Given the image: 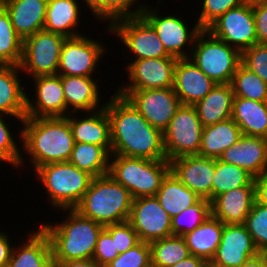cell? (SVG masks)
I'll return each mask as SVG.
<instances>
[{
  "instance_id": "obj_52",
  "label": "cell",
  "mask_w": 267,
  "mask_h": 267,
  "mask_svg": "<svg viewBox=\"0 0 267 267\" xmlns=\"http://www.w3.org/2000/svg\"><path fill=\"white\" fill-rule=\"evenodd\" d=\"M206 264L207 262L203 258L190 255L171 267H206Z\"/></svg>"
},
{
  "instance_id": "obj_11",
  "label": "cell",
  "mask_w": 267,
  "mask_h": 267,
  "mask_svg": "<svg viewBox=\"0 0 267 267\" xmlns=\"http://www.w3.org/2000/svg\"><path fill=\"white\" fill-rule=\"evenodd\" d=\"M65 40L63 35L44 29L24 39L20 72L29 78L57 74Z\"/></svg>"
},
{
  "instance_id": "obj_38",
  "label": "cell",
  "mask_w": 267,
  "mask_h": 267,
  "mask_svg": "<svg viewBox=\"0 0 267 267\" xmlns=\"http://www.w3.org/2000/svg\"><path fill=\"white\" fill-rule=\"evenodd\" d=\"M23 39L15 32L9 14L0 2V64L19 66Z\"/></svg>"
},
{
  "instance_id": "obj_37",
  "label": "cell",
  "mask_w": 267,
  "mask_h": 267,
  "mask_svg": "<svg viewBox=\"0 0 267 267\" xmlns=\"http://www.w3.org/2000/svg\"><path fill=\"white\" fill-rule=\"evenodd\" d=\"M152 267H171L190 256L183 237L171 235L149 243Z\"/></svg>"
},
{
  "instance_id": "obj_55",
  "label": "cell",
  "mask_w": 267,
  "mask_h": 267,
  "mask_svg": "<svg viewBox=\"0 0 267 267\" xmlns=\"http://www.w3.org/2000/svg\"><path fill=\"white\" fill-rule=\"evenodd\" d=\"M206 267H218V266H216V265H214V264H211V263L207 262Z\"/></svg>"
},
{
  "instance_id": "obj_53",
  "label": "cell",
  "mask_w": 267,
  "mask_h": 267,
  "mask_svg": "<svg viewBox=\"0 0 267 267\" xmlns=\"http://www.w3.org/2000/svg\"><path fill=\"white\" fill-rule=\"evenodd\" d=\"M239 267H262V253H259L257 256L248 259Z\"/></svg>"
},
{
  "instance_id": "obj_50",
  "label": "cell",
  "mask_w": 267,
  "mask_h": 267,
  "mask_svg": "<svg viewBox=\"0 0 267 267\" xmlns=\"http://www.w3.org/2000/svg\"><path fill=\"white\" fill-rule=\"evenodd\" d=\"M13 246L11 244L8 233L0 231V266L9 263L10 256L12 253Z\"/></svg>"
},
{
  "instance_id": "obj_58",
  "label": "cell",
  "mask_w": 267,
  "mask_h": 267,
  "mask_svg": "<svg viewBox=\"0 0 267 267\" xmlns=\"http://www.w3.org/2000/svg\"><path fill=\"white\" fill-rule=\"evenodd\" d=\"M0 267H9V266H8V264H6V265L0 266Z\"/></svg>"
},
{
  "instance_id": "obj_30",
  "label": "cell",
  "mask_w": 267,
  "mask_h": 267,
  "mask_svg": "<svg viewBox=\"0 0 267 267\" xmlns=\"http://www.w3.org/2000/svg\"><path fill=\"white\" fill-rule=\"evenodd\" d=\"M234 93L231 84H216L194 107L203 127L231 118Z\"/></svg>"
},
{
  "instance_id": "obj_49",
  "label": "cell",
  "mask_w": 267,
  "mask_h": 267,
  "mask_svg": "<svg viewBox=\"0 0 267 267\" xmlns=\"http://www.w3.org/2000/svg\"><path fill=\"white\" fill-rule=\"evenodd\" d=\"M253 183L255 202L267 206V171L254 177Z\"/></svg>"
},
{
  "instance_id": "obj_15",
  "label": "cell",
  "mask_w": 267,
  "mask_h": 267,
  "mask_svg": "<svg viewBox=\"0 0 267 267\" xmlns=\"http://www.w3.org/2000/svg\"><path fill=\"white\" fill-rule=\"evenodd\" d=\"M127 221L142 242L150 243L172 235L171 217L156 196L133 199Z\"/></svg>"
},
{
  "instance_id": "obj_41",
  "label": "cell",
  "mask_w": 267,
  "mask_h": 267,
  "mask_svg": "<svg viewBox=\"0 0 267 267\" xmlns=\"http://www.w3.org/2000/svg\"><path fill=\"white\" fill-rule=\"evenodd\" d=\"M244 225L258 251L267 254V206L254 201Z\"/></svg>"
},
{
  "instance_id": "obj_1",
  "label": "cell",
  "mask_w": 267,
  "mask_h": 267,
  "mask_svg": "<svg viewBox=\"0 0 267 267\" xmlns=\"http://www.w3.org/2000/svg\"><path fill=\"white\" fill-rule=\"evenodd\" d=\"M106 101L105 109L110 120L111 155L167 160L163 133L154 128L116 92Z\"/></svg>"
},
{
  "instance_id": "obj_39",
  "label": "cell",
  "mask_w": 267,
  "mask_h": 267,
  "mask_svg": "<svg viewBox=\"0 0 267 267\" xmlns=\"http://www.w3.org/2000/svg\"><path fill=\"white\" fill-rule=\"evenodd\" d=\"M231 86L234 97H242L249 100L267 102V83L250 71L242 63L237 67L233 75Z\"/></svg>"
},
{
  "instance_id": "obj_26",
  "label": "cell",
  "mask_w": 267,
  "mask_h": 267,
  "mask_svg": "<svg viewBox=\"0 0 267 267\" xmlns=\"http://www.w3.org/2000/svg\"><path fill=\"white\" fill-rule=\"evenodd\" d=\"M19 71V66L0 64V114L22 123L26 118L27 92Z\"/></svg>"
},
{
  "instance_id": "obj_33",
  "label": "cell",
  "mask_w": 267,
  "mask_h": 267,
  "mask_svg": "<svg viewBox=\"0 0 267 267\" xmlns=\"http://www.w3.org/2000/svg\"><path fill=\"white\" fill-rule=\"evenodd\" d=\"M155 196L171 218L193 206L201 199L171 171L163 179L161 187Z\"/></svg>"
},
{
  "instance_id": "obj_7",
  "label": "cell",
  "mask_w": 267,
  "mask_h": 267,
  "mask_svg": "<svg viewBox=\"0 0 267 267\" xmlns=\"http://www.w3.org/2000/svg\"><path fill=\"white\" fill-rule=\"evenodd\" d=\"M189 59L216 84H230L241 63V53L203 29Z\"/></svg>"
},
{
  "instance_id": "obj_31",
  "label": "cell",
  "mask_w": 267,
  "mask_h": 267,
  "mask_svg": "<svg viewBox=\"0 0 267 267\" xmlns=\"http://www.w3.org/2000/svg\"><path fill=\"white\" fill-rule=\"evenodd\" d=\"M242 135L241 129L232 118L205 126L198 156L219 159Z\"/></svg>"
},
{
  "instance_id": "obj_40",
  "label": "cell",
  "mask_w": 267,
  "mask_h": 267,
  "mask_svg": "<svg viewBox=\"0 0 267 267\" xmlns=\"http://www.w3.org/2000/svg\"><path fill=\"white\" fill-rule=\"evenodd\" d=\"M211 215V202L200 199L196 204L171 218L172 235L183 237Z\"/></svg>"
},
{
  "instance_id": "obj_3",
  "label": "cell",
  "mask_w": 267,
  "mask_h": 267,
  "mask_svg": "<svg viewBox=\"0 0 267 267\" xmlns=\"http://www.w3.org/2000/svg\"><path fill=\"white\" fill-rule=\"evenodd\" d=\"M60 210L68 215L65 220L39 225L50 240L53 261L92 259L104 226L82 216L75 209Z\"/></svg>"
},
{
  "instance_id": "obj_51",
  "label": "cell",
  "mask_w": 267,
  "mask_h": 267,
  "mask_svg": "<svg viewBox=\"0 0 267 267\" xmlns=\"http://www.w3.org/2000/svg\"><path fill=\"white\" fill-rule=\"evenodd\" d=\"M54 267H100L93 259L54 261Z\"/></svg>"
},
{
  "instance_id": "obj_24",
  "label": "cell",
  "mask_w": 267,
  "mask_h": 267,
  "mask_svg": "<svg viewBox=\"0 0 267 267\" xmlns=\"http://www.w3.org/2000/svg\"><path fill=\"white\" fill-rule=\"evenodd\" d=\"M76 114L68 115L75 142L104 146L111 153L110 120L105 107L97 111L86 112V115L85 113L81 115L82 117Z\"/></svg>"
},
{
  "instance_id": "obj_35",
  "label": "cell",
  "mask_w": 267,
  "mask_h": 267,
  "mask_svg": "<svg viewBox=\"0 0 267 267\" xmlns=\"http://www.w3.org/2000/svg\"><path fill=\"white\" fill-rule=\"evenodd\" d=\"M87 10L91 11L93 18L111 26L116 20L121 18L135 17L141 15L144 3L139 0H83ZM138 4V5H137ZM136 7H133L135 6ZM133 7V9H132Z\"/></svg>"
},
{
  "instance_id": "obj_2",
  "label": "cell",
  "mask_w": 267,
  "mask_h": 267,
  "mask_svg": "<svg viewBox=\"0 0 267 267\" xmlns=\"http://www.w3.org/2000/svg\"><path fill=\"white\" fill-rule=\"evenodd\" d=\"M18 132L22 142L21 149L30 155L25 162L23 155L19 167L31 164L32 171L50 163L68 162L75 140L67 117L33 118L26 117Z\"/></svg>"
},
{
  "instance_id": "obj_6",
  "label": "cell",
  "mask_w": 267,
  "mask_h": 267,
  "mask_svg": "<svg viewBox=\"0 0 267 267\" xmlns=\"http://www.w3.org/2000/svg\"><path fill=\"white\" fill-rule=\"evenodd\" d=\"M34 173L46 190L51 207L58 211L74 209L81 202L93 179L89 173L69 162L42 165Z\"/></svg>"
},
{
  "instance_id": "obj_47",
  "label": "cell",
  "mask_w": 267,
  "mask_h": 267,
  "mask_svg": "<svg viewBox=\"0 0 267 267\" xmlns=\"http://www.w3.org/2000/svg\"><path fill=\"white\" fill-rule=\"evenodd\" d=\"M119 255L115 238L103 229L98 236L92 259L100 266L106 267Z\"/></svg>"
},
{
  "instance_id": "obj_27",
  "label": "cell",
  "mask_w": 267,
  "mask_h": 267,
  "mask_svg": "<svg viewBox=\"0 0 267 267\" xmlns=\"http://www.w3.org/2000/svg\"><path fill=\"white\" fill-rule=\"evenodd\" d=\"M254 201V187L235 188L211 201V215L223 224H244Z\"/></svg>"
},
{
  "instance_id": "obj_54",
  "label": "cell",
  "mask_w": 267,
  "mask_h": 267,
  "mask_svg": "<svg viewBox=\"0 0 267 267\" xmlns=\"http://www.w3.org/2000/svg\"><path fill=\"white\" fill-rule=\"evenodd\" d=\"M262 267H267V254L262 253Z\"/></svg>"
},
{
  "instance_id": "obj_44",
  "label": "cell",
  "mask_w": 267,
  "mask_h": 267,
  "mask_svg": "<svg viewBox=\"0 0 267 267\" xmlns=\"http://www.w3.org/2000/svg\"><path fill=\"white\" fill-rule=\"evenodd\" d=\"M7 116L8 115L0 114V157L5 163H9L17 168L19 167L22 149L21 146L18 147L17 140L14 134L12 135V132L10 131L11 126L6 123H9L10 121H5L8 120Z\"/></svg>"
},
{
  "instance_id": "obj_28",
  "label": "cell",
  "mask_w": 267,
  "mask_h": 267,
  "mask_svg": "<svg viewBox=\"0 0 267 267\" xmlns=\"http://www.w3.org/2000/svg\"><path fill=\"white\" fill-rule=\"evenodd\" d=\"M78 0H48L44 30L66 38L83 35L77 30L81 9Z\"/></svg>"
},
{
  "instance_id": "obj_19",
  "label": "cell",
  "mask_w": 267,
  "mask_h": 267,
  "mask_svg": "<svg viewBox=\"0 0 267 267\" xmlns=\"http://www.w3.org/2000/svg\"><path fill=\"white\" fill-rule=\"evenodd\" d=\"M170 162V171L201 199L211 202L212 179L215 171V159L198 155L174 158Z\"/></svg>"
},
{
  "instance_id": "obj_9",
  "label": "cell",
  "mask_w": 267,
  "mask_h": 267,
  "mask_svg": "<svg viewBox=\"0 0 267 267\" xmlns=\"http://www.w3.org/2000/svg\"><path fill=\"white\" fill-rule=\"evenodd\" d=\"M203 128L195 107L181 105L163 132L167 161L182 156L198 155Z\"/></svg>"
},
{
  "instance_id": "obj_8",
  "label": "cell",
  "mask_w": 267,
  "mask_h": 267,
  "mask_svg": "<svg viewBox=\"0 0 267 267\" xmlns=\"http://www.w3.org/2000/svg\"><path fill=\"white\" fill-rule=\"evenodd\" d=\"M106 28L125 45L133 57L131 60L173 57L166 52L157 32L142 15L121 18Z\"/></svg>"
},
{
  "instance_id": "obj_5",
  "label": "cell",
  "mask_w": 267,
  "mask_h": 267,
  "mask_svg": "<svg viewBox=\"0 0 267 267\" xmlns=\"http://www.w3.org/2000/svg\"><path fill=\"white\" fill-rule=\"evenodd\" d=\"M169 172L167 160L110 155L108 174L123 185L133 199L155 196Z\"/></svg>"
},
{
  "instance_id": "obj_43",
  "label": "cell",
  "mask_w": 267,
  "mask_h": 267,
  "mask_svg": "<svg viewBox=\"0 0 267 267\" xmlns=\"http://www.w3.org/2000/svg\"><path fill=\"white\" fill-rule=\"evenodd\" d=\"M106 267H152L150 244L140 241L134 247L119 254Z\"/></svg>"
},
{
  "instance_id": "obj_17",
  "label": "cell",
  "mask_w": 267,
  "mask_h": 267,
  "mask_svg": "<svg viewBox=\"0 0 267 267\" xmlns=\"http://www.w3.org/2000/svg\"><path fill=\"white\" fill-rule=\"evenodd\" d=\"M32 81H34L35 91L32 99L29 98V94L26 95V117H67L60 75L37 76L33 77Z\"/></svg>"
},
{
  "instance_id": "obj_16",
  "label": "cell",
  "mask_w": 267,
  "mask_h": 267,
  "mask_svg": "<svg viewBox=\"0 0 267 267\" xmlns=\"http://www.w3.org/2000/svg\"><path fill=\"white\" fill-rule=\"evenodd\" d=\"M176 57L148 58L127 63L129 83L116 90H146L173 88Z\"/></svg>"
},
{
  "instance_id": "obj_56",
  "label": "cell",
  "mask_w": 267,
  "mask_h": 267,
  "mask_svg": "<svg viewBox=\"0 0 267 267\" xmlns=\"http://www.w3.org/2000/svg\"><path fill=\"white\" fill-rule=\"evenodd\" d=\"M4 162H5V161L0 157V165H1V164H4Z\"/></svg>"
},
{
  "instance_id": "obj_57",
  "label": "cell",
  "mask_w": 267,
  "mask_h": 267,
  "mask_svg": "<svg viewBox=\"0 0 267 267\" xmlns=\"http://www.w3.org/2000/svg\"><path fill=\"white\" fill-rule=\"evenodd\" d=\"M263 3L267 4V0H261Z\"/></svg>"
},
{
  "instance_id": "obj_4",
  "label": "cell",
  "mask_w": 267,
  "mask_h": 267,
  "mask_svg": "<svg viewBox=\"0 0 267 267\" xmlns=\"http://www.w3.org/2000/svg\"><path fill=\"white\" fill-rule=\"evenodd\" d=\"M132 201L130 192L106 174L93 177L89 189L74 209L105 227L127 221Z\"/></svg>"
},
{
  "instance_id": "obj_18",
  "label": "cell",
  "mask_w": 267,
  "mask_h": 267,
  "mask_svg": "<svg viewBox=\"0 0 267 267\" xmlns=\"http://www.w3.org/2000/svg\"><path fill=\"white\" fill-rule=\"evenodd\" d=\"M259 253L244 224H223L220 244L209 263L218 267H239Z\"/></svg>"
},
{
  "instance_id": "obj_46",
  "label": "cell",
  "mask_w": 267,
  "mask_h": 267,
  "mask_svg": "<svg viewBox=\"0 0 267 267\" xmlns=\"http://www.w3.org/2000/svg\"><path fill=\"white\" fill-rule=\"evenodd\" d=\"M104 229L112 238H115V245L119 254L124 253L140 242L136 231L128 221L110 224L105 226Z\"/></svg>"
},
{
  "instance_id": "obj_32",
  "label": "cell",
  "mask_w": 267,
  "mask_h": 267,
  "mask_svg": "<svg viewBox=\"0 0 267 267\" xmlns=\"http://www.w3.org/2000/svg\"><path fill=\"white\" fill-rule=\"evenodd\" d=\"M223 233V223L210 215L192 232L183 236L190 255L203 258L210 262L220 244Z\"/></svg>"
},
{
  "instance_id": "obj_45",
  "label": "cell",
  "mask_w": 267,
  "mask_h": 267,
  "mask_svg": "<svg viewBox=\"0 0 267 267\" xmlns=\"http://www.w3.org/2000/svg\"><path fill=\"white\" fill-rule=\"evenodd\" d=\"M241 63L267 83V44L256 43L241 53Z\"/></svg>"
},
{
  "instance_id": "obj_22",
  "label": "cell",
  "mask_w": 267,
  "mask_h": 267,
  "mask_svg": "<svg viewBox=\"0 0 267 267\" xmlns=\"http://www.w3.org/2000/svg\"><path fill=\"white\" fill-rule=\"evenodd\" d=\"M67 108V116L70 113H88L105 107L101 102L99 81L93 77L60 76ZM97 79V80H96ZM101 104V105H100ZM100 105V106H99Z\"/></svg>"
},
{
  "instance_id": "obj_12",
  "label": "cell",
  "mask_w": 267,
  "mask_h": 267,
  "mask_svg": "<svg viewBox=\"0 0 267 267\" xmlns=\"http://www.w3.org/2000/svg\"><path fill=\"white\" fill-rule=\"evenodd\" d=\"M115 91L125 97L151 126L162 133L181 106L173 88Z\"/></svg>"
},
{
  "instance_id": "obj_10",
  "label": "cell",
  "mask_w": 267,
  "mask_h": 267,
  "mask_svg": "<svg viewBox=\"0 0 267 267\" xmlns=\"http://www.w3.org/2000/svg\"><path fill=\"white\" fill-rule=\"evenodd\" d=\"M144 5L141 15L152 25L166 52L177 59L189 58L198 34L203 30L197 22L192 29L178 15H159V8ZM188 45L185 49V46ZM186 50V51H185ZM190 53H189V52Z\"/></svg>"
},
{
  "instance_id": "obj_25",
  "label": "cell",
  "mask_w": 267,
  "mask_h": 267,
  "mask_svg": "<svg viewBox=\"0 0 267 267\" xmlns=\"http://www.w3.org/2000/svg\"><path fill=\"white\" fill-rule=\"evenodd\" d=\"M26 237L19 246L14 244L8 266L54 267L50 240L43 229L39 226L35 231L27 232Z\"/></svg>"
},
{
  "instance_id": "obj_21",
  "label": "cell",
  "mask_w": 267,
  "mask_h": 267,
  "mask_svg": "<svg viewBox=\"0 0 267 267\" xmlns=\"http://www.w3.org/2000/svg\"><path fill=\"white\" fill-rule=\"evenodd\" d=\"M224 163L236 165L253 177L267 171V139L242 135L219 157Z\"/></svg>"
},
{
  "instance_id": "obj_29",
  "label": "cell",
  "mask_w": 267,
  "mask_h": 267,
  "mask_svg": "<svg viewBox=\"0 0 267 267\" xmlns=\"http://www.w3.org/2000/svg\"><path fill=\"white\" fill-rule=\"evenodd\" d=\"M231 118L243 135L267 139V102L234 97Z\"/></svg>"
},
{
  "instance_id": "obj_34",
  "label": "cell",
  "mask_w": 267,
  "mask_h": 267,
  "mask_svg": "<svg viewBox=\"0 0 267 267\" xmlns=\"http://www.w3.org/2000/svg\"><path fill=\"white\" fill-rule=\"evenodd\" d=\"M110 155L104 146L75 142L68 162L93 177H99L109 173Z\"/></svg>"
},
{
  "instance_id": "obj_48",
  "label": "cell",
  "mask_w": 267,
  "mask_h": 267,
  "mask_svg": "<svg viewBox=\"0 0 267 267\" xmlns=\"http://www.w3.org/2000/svg\"><path fill=\"white\" fill-rule=\"evenodd\" d=\"M253 14L258 44H267V4L253 0Z\"/></svg>"
},
{
  "instance_id": "obj_20",
  "label": "cell",
  "mask_w": 267,
  "mask_h": 267,
  "mask_svg": "<svg viewBox=\"0 0 267 267\" xmlns=\"http://www.w3.org/2000/svg\"><path fill=\"white\" fill-rule=\"evenodd\" d=\"M216 85L189 58L177 59L173 89L181 105L194 106Z\"/></svg>"
},
{
  "instance_id": "obj_14",
  "label": "cell",
  "mask_w": 267,
  "mask_h": 267,
  "mask_svg": "<svg viewBox=\"0 0 267 267\" xmlns=\"http://www.w3.org/2000/svg\"><path fill=\"white\" fill-rule=\"evenodd\" d=\"M105 49L104 44L95 41L92 37H86L85 34L66 38L61 49L57 74L94 77L98 63L106 53Z\"/></svg>"
},
{
  "instance_id": "obj_36",
  "label": "cell",
  "mask_w": 267,
  "mask_h": 267,
  "mask_svg": "<svg viewBox=\"0 0 267 267\" xmlns=\"http://www.w3.org/2000/svg\"><path fill=\"white\" fill-rule=\"evenodd\" d=\"M254 177L246 170L215 159L212 179L211 201L218 195L239 187H254Z\"/></svg>"
},
{
  "instance_id": "obj_42",
  "label": "cell",
  "mask_w": 267,
  "mask_h": 267,
  "mask_svg": "<svg viewBox=\"0 0 267 267\" xmlns=\"http://www.w3.org/2000/svg\"><path fill=\"white\" fill-rule=\"evenodd\" d=\"M249 0H202L201 10L196 19L202 29H207L215 20L229 9L241 6Z\"/></svg>"
},
{
  "instance_id": "obj_13",
  "label": "cell",
  "mask_w": 267,
  "mask_h": 267,
  "mask_svg": "<svg viewBox=\"0 0 267 267\" xmlns=\"http://www.w3.org/2000/svg\"><path fill=\"white\" fill-rule=\"evenodd\" d=\"M206 30L240 53L257 43L253 0L229 9Z\"/></svg>"
},
{
  "instance_id": "obj_23",
  "label": "cell",
  "mask_w": 267,
  "mask_h": 267,
  "mask_svg": "<svg viewBox=\"0 0 267 267\" xmlns=\"http://www.w3.org/2000/svg\"><path fill=\"white\" fill-rule=\"evenodd\" d=\"M15 32L24 40L44 29L48 0H0Z\"/></svg>"
}]
</instances>
